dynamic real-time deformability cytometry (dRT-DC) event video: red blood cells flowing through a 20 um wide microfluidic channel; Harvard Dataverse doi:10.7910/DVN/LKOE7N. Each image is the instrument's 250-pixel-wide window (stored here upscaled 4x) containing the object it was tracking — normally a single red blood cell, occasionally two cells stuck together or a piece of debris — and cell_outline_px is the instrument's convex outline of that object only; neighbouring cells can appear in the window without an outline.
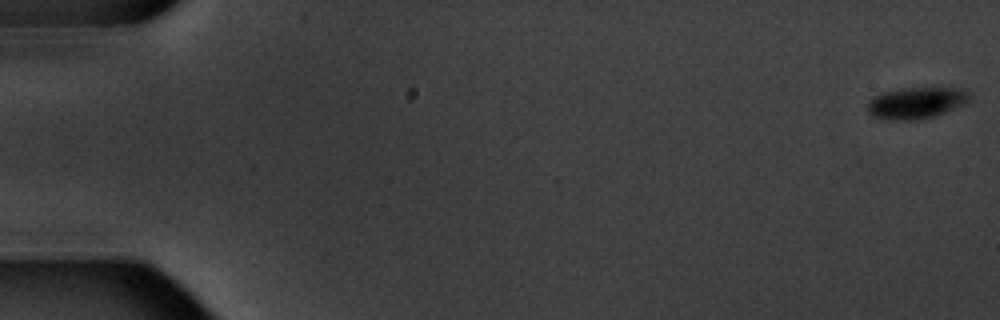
{"species": "common noctule bat (a hibernating species)", "species_latin": "Nyctalus noctula", "temperature_condition": "warm", "stored_images_in_passage": 5, "camera_frame_rate_fps": 3000, "um_per_image_px": 0.085, "animal": {"sex": "male", "body_mass_g": 20.1, "forearm_length_mm": 53.5}, "frame": {"image": 1, "passage_image": 1, "time_ms": 0.0, "image_size_px": [1000, 320], "cell_outline_px": [[972, 96], [964, 104], [936, 116], [916, 120], [888, 120], [872, 116], [868, 112], [868, 104], [876, 96], [884, 92], [912, 88], [956, 88], [968, 92]], "centroid_in_image_um": [77.9, 8.77], "position_along_channel_um": 7.1, "area_um2": 18.38}}
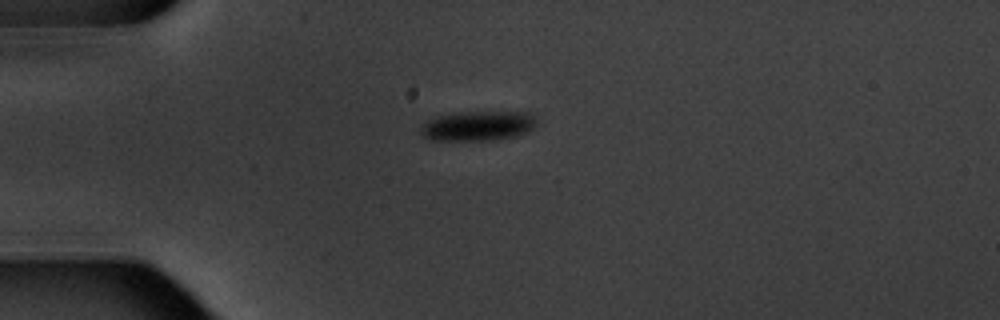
{"frame": {"image": 2, "passage_image": 5, "time_ms": 5.0, "image_size_px": [1000, 320], "cell_outline_px": [[536, 124], [528, 132], [512, 136], [488, 140], [428, 140], [420, 132], [420, 124], [436, 116], [452, 112], [532, 112], [536, 120]], "centroid_in_image_um": [40.57, 10.68], "position_along_channel_um": 44.4, "area_um2": 20.23}}